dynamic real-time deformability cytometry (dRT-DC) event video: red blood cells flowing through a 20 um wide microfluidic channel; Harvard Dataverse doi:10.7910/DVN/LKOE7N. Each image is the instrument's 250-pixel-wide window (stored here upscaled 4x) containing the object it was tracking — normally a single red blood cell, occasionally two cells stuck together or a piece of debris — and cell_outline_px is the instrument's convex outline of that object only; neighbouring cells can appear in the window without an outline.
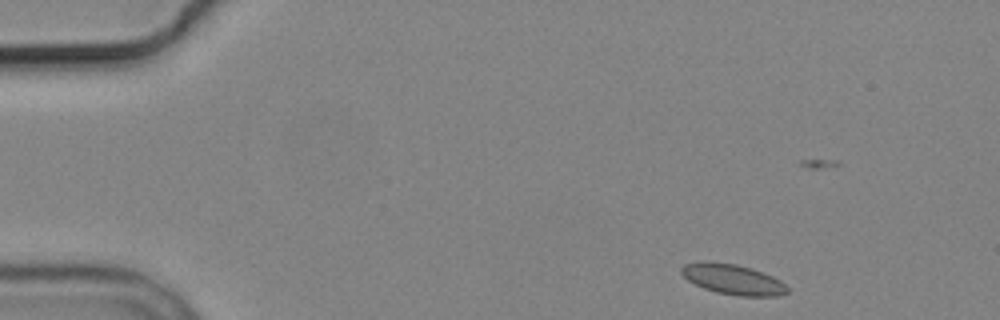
{"species": "common noctule bat (a hibernating species)", "species_latin": "Nyctalus noctula", "temperature_condition": "cold", "stored_images_in_passage": 5, "camera_frame_rate_fps": 3000, "um_per_image_px": 0.085, "animal": {"sex": "male", "body_mass_g": 19.2, "forearm_length_mm": 51.8}, "frame": {"image": 1, "passage_image": 1, "time_ms": 0.0, "image_size_px": [1000, 320], "cell_outline_px": [[788, 292], [780, 296], [740, 296], [716, 292], [704, 288], [688, 280], [680, 272], [680, 268], [684, 264], [704, 260], [736, 264], [752, 268], [764, 272], [780, 280], [788, 288]], "centroid_in_image_um": [62.29, 23.73], "position_along_channel_um": 22.7, "area_um2": 18.84}}
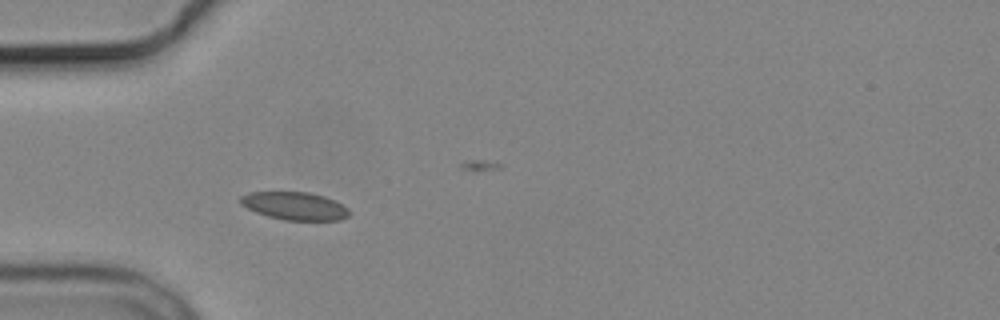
{"frame": {"image": 2, "passage_image": 4, "time_ms": 3.333, "image_size_px": [1000, 320], "cell_outline_px": [[348, 216], [340, 220], [284, 220], [268, 216], [256, 212], [240, 204], [240, 196], [248, 192], [308, 192], [324, 196], [336, 200], [348, 208]], "centroid_in_image_um": [25.04, 17.5], "position_along_channel_um": 60.0, "area_um2": 17.69}}
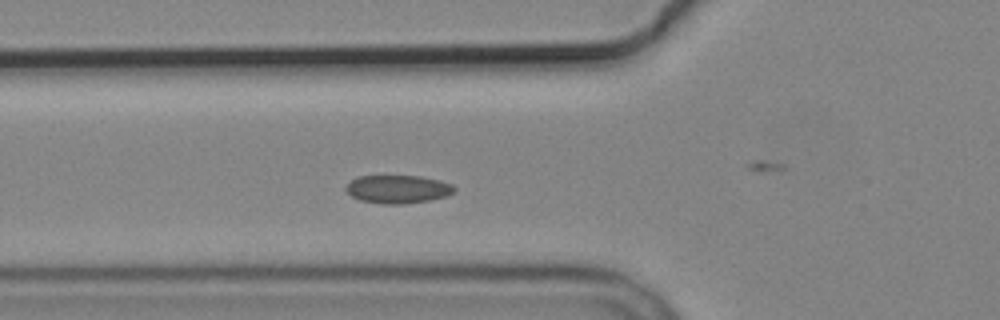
{"frame": {"image": 3, "passage_image": 5, "time_ms": 4.333, "image_size_px": [1000, 320], "cell_outline_px": [[456, 188], [452, 192], [444, 196], [432, 200], [404, 204], [380, 204], [360, 200], [352, 196], [344, 188], [352, 180], [360, 176], [420, 176], [440, 180], [452, 184]], "centroid_in_image_um": [33.82, 16.08], "position_along_channel_um": 92.0, "area_um2": 17.74}}